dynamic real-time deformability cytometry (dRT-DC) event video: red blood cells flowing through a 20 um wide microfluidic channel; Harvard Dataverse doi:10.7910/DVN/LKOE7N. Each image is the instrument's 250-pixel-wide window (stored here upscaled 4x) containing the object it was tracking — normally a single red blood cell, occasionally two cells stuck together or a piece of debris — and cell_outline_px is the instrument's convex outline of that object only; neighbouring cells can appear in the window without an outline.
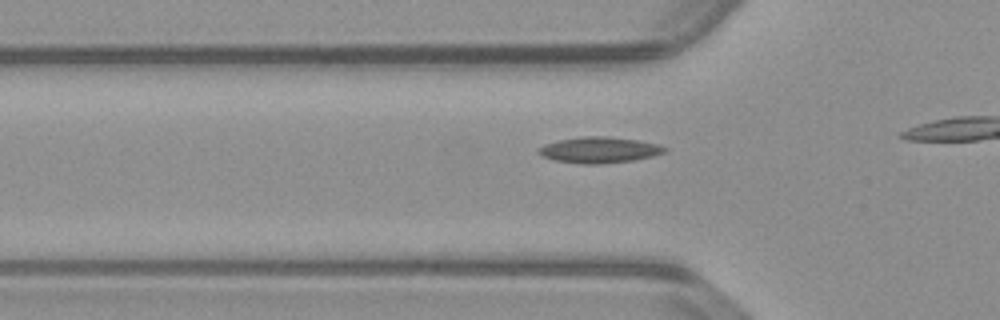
{"species": "common noctule bat (a hibernating species)", "species_latin": "Nyctalus noctula", "temperature_condition": "warm", "stored_images_in_passage": 13, "camera_frame_rate_fps": 3000, "um_per_image_px": 0.085, "animal": {"sex": "male", "body_mass_g": 23.1, "forearm_length_mm": 52.7}, "frame": {"image": 1, "passage_image": 8, "time_ms": 2.333, "image_size_px": [1000, 320], "cell_outline_px": [[668, 152], [652, 156], [632, 160], [600, 164], [580, 164], [556, 160], [544, 156], [536, 152], [536, 148], [544, 144], [560, 140], [580, 136], [608, 136], [636, 140], [656, 144], [668, 148]], "centroid_in_image_um": [50.92, 12.74], "position_along_channel_um": 74.9, "area_um2": 19.07}}
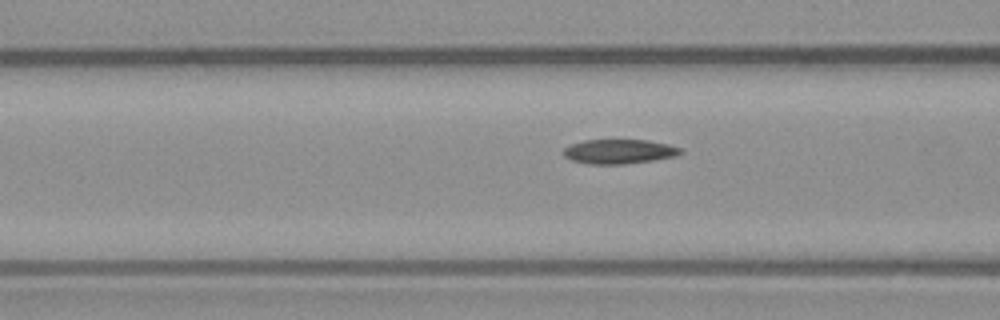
{"frame": {"image": 2, "passage_image": 11, "time_ms": 3.333, "image_size_px": [1000, 320], "cell_outline_px": [[684, 152], [676, 156], [652, 160], [624, 164], [588, 164], [572, 160], [564, 156], [564, 148], [568, 144], [584, 140], [648, 140], [668, 144], [680, 148]], "centroid_in_image_um": [52.61, 12.87], "position_along_channel_um": 114.0, "area_um2": 16.7}}